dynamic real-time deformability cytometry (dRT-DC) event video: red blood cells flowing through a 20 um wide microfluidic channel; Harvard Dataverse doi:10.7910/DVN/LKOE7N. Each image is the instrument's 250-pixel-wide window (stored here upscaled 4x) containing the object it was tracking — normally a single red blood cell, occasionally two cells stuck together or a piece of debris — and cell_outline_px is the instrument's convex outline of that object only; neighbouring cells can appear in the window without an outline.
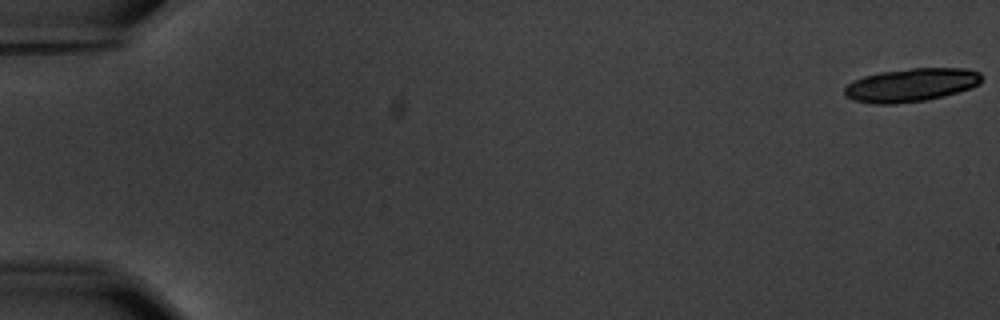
{"species": "common noctule bat (a hibernating species)", "species_latin": "Nyctalus noctula", "temperature_condition": "warm", "stored_images_in_passage": 2, "camera_frame_rate_fps": 3000, "um_per_image_px": 0.085, "animal": {"sex": "male", "body_mass_g": 20.1, "forearm_length_mm": 53.5}, "frame": {"image": 1, "passage_image": 1, "time_ms": 0.0, "image_size_px": [1000, 320], "cell_outline_px": [[984, 76], [980, 84], [972, 88], [944, 96], [924, 100], [896, 104], [872, 104], [852, 100], [844, 96], [844, 88], [852, 80], [864, 76], [880, 72], [912, 68], [964, 68], [980, 72]], "centroid_in_image_um": [77.45, 7.23], "position_along_channel_um": 7.6, "area_um2": 26.99}}